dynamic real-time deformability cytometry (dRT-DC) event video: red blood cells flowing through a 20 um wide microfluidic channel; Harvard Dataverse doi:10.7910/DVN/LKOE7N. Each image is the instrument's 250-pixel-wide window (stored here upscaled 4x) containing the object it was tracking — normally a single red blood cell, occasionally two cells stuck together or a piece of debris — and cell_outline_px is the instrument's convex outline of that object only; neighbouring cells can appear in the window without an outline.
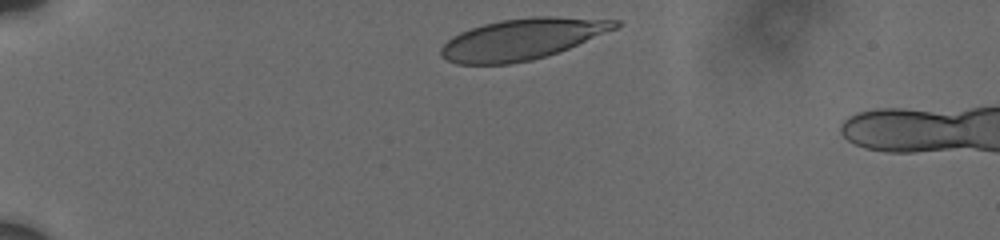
{"species": "human", "species_latin": "Homo sapiens", "temperature_condition": "cold", "stored_images_in_passage": 29, "camera_frame_rate_fps": 3000, "um_per_image_px": 0.085, "donor": {"sex": "male"}, "frame": {"image": 1, "passage_image": 1, "time_ms": 0.0, "image_size_px": [1000, 240], "cell_outline_px": [[624, 24], [616, 28], [568, 48], [532, 60], [508, 64], [456, 64], [440, 56], [440, 48], [452, 36], [460, 32], [484, 24], [500, 20], [532, 16], [556, 16], [620, 20]], "centroid_in_image_um": [44.38, 3.31], "position_along_channel_um": 40.6, "area_um2": 41.56}}
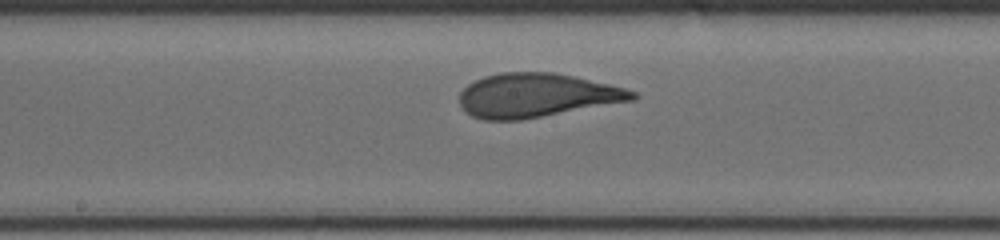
{"frame": {"image": 2, "passage_image": 16, "time_ms": 6.0, "image_size_px": [1000, 240], "cell_outline_px": [[640, 96], [636, 100], [520, 120], [484, 120], [472, 116], [460, 104], [460, 92], [468, 84], [484, 76], [500, 72], [556, 72], [608, 84], [624, 88], [636, 92]], "centroid_in_image_um": [45.63, 8.1], "position_along_channel_um": 202.6, "area_um2": 44.22}}
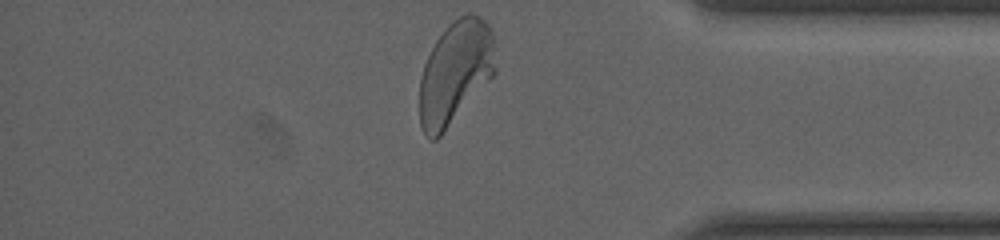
{"frame": {"image": 3, "passage_image": 29, "time_ms": 11.667, "image_size_px": [1000, 240], "cell_outline_px": [[496, 72], [440, 136], [436, 140], [428, 140], [420, 128], [420, 80], [424, 64], [436, 40], [448, 24], [460, 16], [468, 12], [480, 16], [492, 28], [496, 68]], "centroid_in_image_um": [38.7, 6.15], "position_along_channel_um": 396.5, "area_um2": 45.49}, "authors_computed_cell_mechanics": {"area_um2": 43.7546, "velocity_mm_per_s": 3.6785, "shape_relaxation_time_tau1_ms": 3.7806, "shape_relaxation_time_tau2_ms": null, "deformation_change_tau1": 0.1507, "deformation_change_tau2": null}}